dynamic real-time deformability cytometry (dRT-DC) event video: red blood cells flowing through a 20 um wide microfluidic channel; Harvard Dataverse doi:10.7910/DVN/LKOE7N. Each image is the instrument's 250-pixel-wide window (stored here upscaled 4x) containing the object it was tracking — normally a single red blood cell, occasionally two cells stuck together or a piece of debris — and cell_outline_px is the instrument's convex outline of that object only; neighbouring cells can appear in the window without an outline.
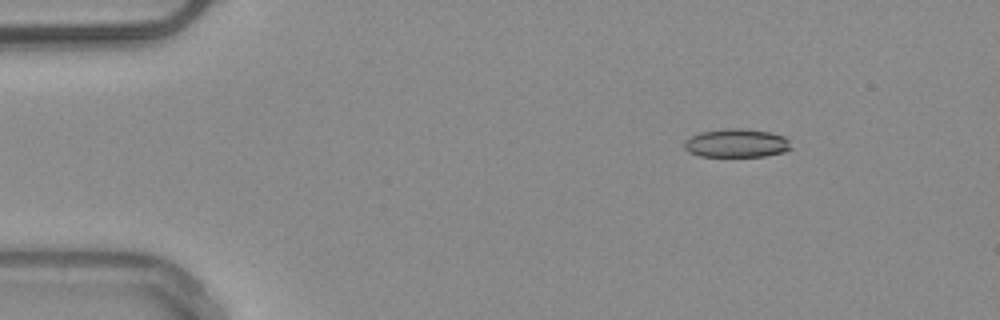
{"species": "common noctule bat (a hibernating species)", "species_latin": "Nyctalus noctula", "temperature_condition": "warm", "stored_images_in_passage": 3, "camera_frame_rate_fps": 3000, "um_per_image_px": 0.085, "animal": {"sex": "male", "body_mass_g": 20.4}, "frame": {"image": 1, "passage_image": 1, "time_ms": 0.0, "image_size_px": [1000, 320], "cell_outline_px": [[792, 148], [784, 152], [764, 156], [700, 156], [688, 152], [684, 148], [684, 140], [700, 132], [728, 128], [740, 128], [768, 132], [784, 136], [788, 140]], "centroid_in_image_um": [62.59, 12.17], "position_along_channel_um": 22.4, "area_um2": 17.69}}